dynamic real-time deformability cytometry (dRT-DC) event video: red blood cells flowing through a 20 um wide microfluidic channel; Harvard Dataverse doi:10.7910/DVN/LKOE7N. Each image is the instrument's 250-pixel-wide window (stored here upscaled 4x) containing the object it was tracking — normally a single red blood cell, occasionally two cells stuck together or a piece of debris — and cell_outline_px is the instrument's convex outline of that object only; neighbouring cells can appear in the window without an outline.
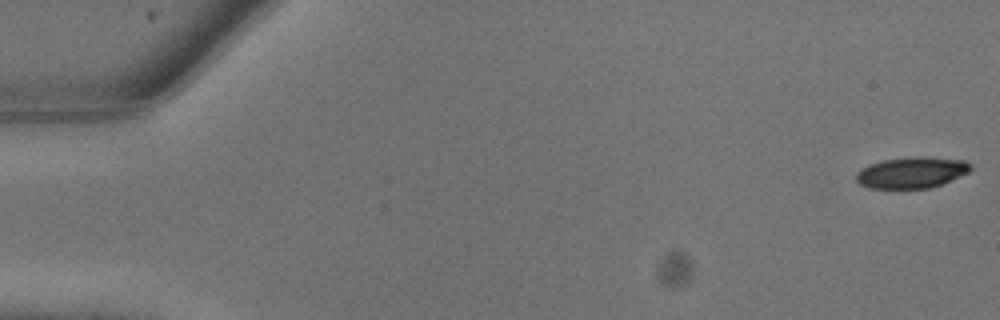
{"species": "common noctule bat (a hibernating species)", "species_latin": "Nyctalus noctula", "temperature_condition": "warm", "stored_images_in_passage": 11, "camera_frame_rate_fps": 3000, "um_per_image_px": 0.085, "animal": {"sex": "male", "body_mass_g": 13.3}, "frame": {"image": 1, "passage_image": 1, "time_ms": 0.0, "image_size_px": [1000, 320], "cell_outline_px": [[972, 168], [968, 172], [940, 184], [928, 188], [868, 188], [860, 184], [856, 180], [856, 172], [868, 164], [884, 160], [916, 156], [924, 156], [964, 160], [972, 164]], "centroid_in_image_um": [77.47, 14.65], "position_along_channel_um": 7.5, "area_um2": 20.69}}
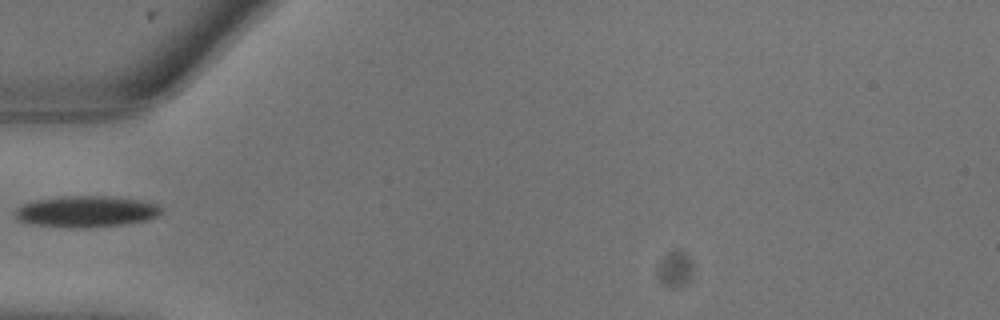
{"frame": {"image": 2, "passage_image": 9, "time_ms": 2.667, "image_size_px": [1000, 320], "cell_outline_px": [[160, 212], [156, 216], [148, 220], [124, 224], [80, 228], [28, 224], [16, 220], [12, 212], [16, 208], [32, 200], [64, 196], [104, 196], [140, 200], [156, 204], [160, 208]], "centroid_in_image_um": [7.23, 17.98], "position_along_channel_um": 77.8, "area_um2": 26.65}}
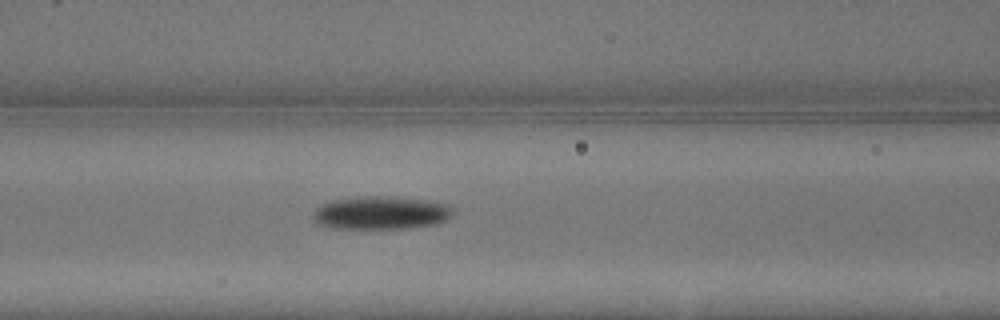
{"frame": {"image": 3, "passage_image": 11, "time_ms": 3.333, "image_size_px": [1000, 320], "cell_outline_px": [[452, 212], [444, 220], [436, 224], [412, 228], [332, 228], [316, 224], [312, 216], [316, 208], [332, 200], [368, 196], [396, 196], [428, 200], [448, 204], [452, 208]], "centroid_in_image_um": [32.37, 18.09], "position_along_channel_um": 134.2, "area_um2": 26.99}}